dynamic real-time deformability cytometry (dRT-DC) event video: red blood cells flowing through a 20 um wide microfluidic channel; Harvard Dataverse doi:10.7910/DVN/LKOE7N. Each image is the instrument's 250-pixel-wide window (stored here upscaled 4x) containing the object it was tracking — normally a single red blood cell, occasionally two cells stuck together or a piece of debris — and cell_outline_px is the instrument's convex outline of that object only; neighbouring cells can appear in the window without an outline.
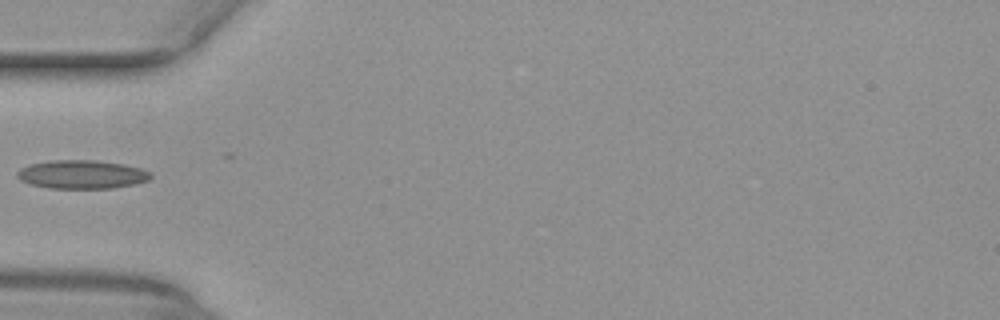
{"species": "common noctule bat (a hibernating species)", "species_latin": "Nyctalus noctula", "temperature_condition": "warm", "stored_images_in_passage": 14, "camera_frame_rate_fps": 3000, "um_per_image_px": 0.085, "animal": {"sex": "female", "body_mass_g": 29.2, "forearm_length_mm": 56.3}, "frame": {"image": 1, "passage_image": 1, "time_ms": 0.0, "image_size_px": [1000, 320], "cell_outline_px": [[152, 176], [148, 180], [136, 184], [112, 188], [48, 188], [32, 184], [20, 180], [16, 176], [16, 172], [20, 168], [32, 164], [52, 160], [92, 160], [124, 164], [140, 168], [152, 172]], "centroid_in_image_um": [6.97, 14.83], "position_along_channel_um": 78.0, "area_um2": 22.2}}
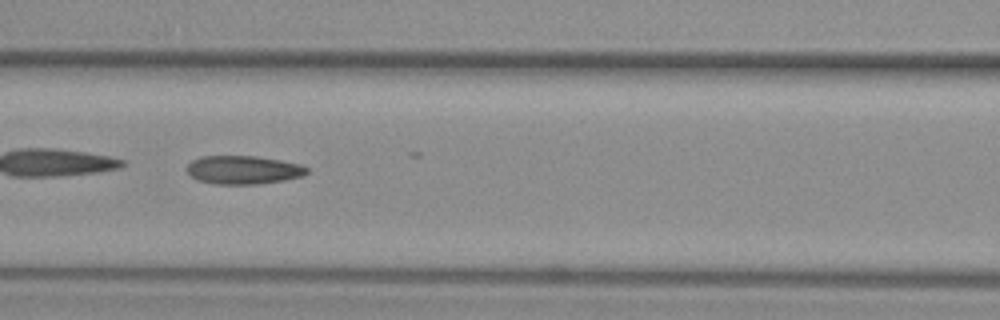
{"frame": {"image": 2, "passage_image": 6, "time_ms": 1.667, "image_size_px": [1000, 320], "cell_outline_px": [[308, 172], [304, 176], [284, 180], [256, 184], [216, 184], [196, 180], [188, 172], [188, 164], [192, 160], [200, 156], [256, 156], [280, 160], [300, 164], [308, 168]], "centroid_in_image_um": [20.69, 14.44], "position_along_channel_um": 145.9, "area_um2": 19.88}}